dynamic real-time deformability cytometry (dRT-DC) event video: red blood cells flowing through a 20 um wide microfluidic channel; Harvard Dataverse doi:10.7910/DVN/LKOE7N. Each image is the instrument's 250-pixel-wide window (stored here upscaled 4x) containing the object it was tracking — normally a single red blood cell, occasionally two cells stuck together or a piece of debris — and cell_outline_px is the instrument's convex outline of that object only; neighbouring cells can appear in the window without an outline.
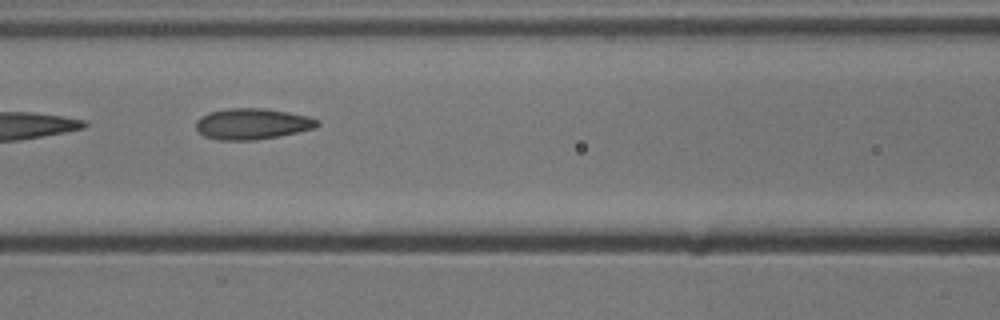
{"species": "common noctule bat (a hibernating species)", "species_latin": "Nyctalus noctula", "temperature_condition": "cold", "stored_images_in_passage": 9, "camera_frame_rate_fps": 3000, "um_per_image_px": 0.085, "animal": {"sex": "male", "body_mass_g": 13.3}, "frame": {"image": 1, "passage_image": 6, "time_ms": 1.667, "image_size_px": [1000, 320], "cell_outline_px": [[320, 124], [316, 128], [280, 136], [256, 140], [216, 140], [204, 136], [196, 128], [196, 120], [200, 116], [208, 112], [228, 108], [264, 108], [288, 112], [308, 116], [320, 120]], "centroid_in_image_um": [21.45, 10.53], "position_along_channel_um": 145.2, "area_um2": 22.2}}
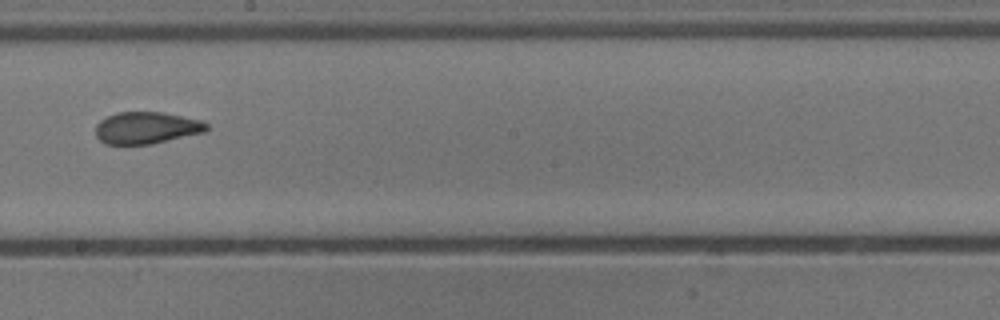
{"frame": {"image": 2, "passage_image": 8, "time_ms": 2.333, "image_size_px": [1000, 320], "cell_outline_px": [[208, 128], [204, 132], [152, 144], [104, 144], [96, 136], [96, 124], [100, 120], [116, 112], [164, 112], [200, 120], [208, 124]], "centroid_in_image_um": [12.43, 10.86], "position_along_channel_um": 235.8, "area_um2": 20.63}}
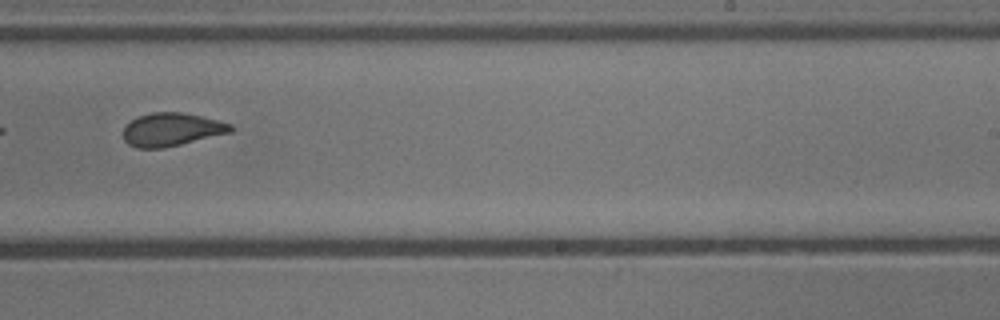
{"frame": {"image": 3, "passage_image": 9, "time_ms": 2.667, "image_size_px": [1000, 320], "cell_outline_px": [[236, 128], [232, 132], [164, 148], [136, 148], [128, 144], [124, 140], [124, 124], [140, 116], [152, 112], [180, 112], [200, 116], [232, 124]], "centroid_in_image_um": [14.59, 11.01], "position_along_channel_um": 274.4, "area_um2": 20.75}}